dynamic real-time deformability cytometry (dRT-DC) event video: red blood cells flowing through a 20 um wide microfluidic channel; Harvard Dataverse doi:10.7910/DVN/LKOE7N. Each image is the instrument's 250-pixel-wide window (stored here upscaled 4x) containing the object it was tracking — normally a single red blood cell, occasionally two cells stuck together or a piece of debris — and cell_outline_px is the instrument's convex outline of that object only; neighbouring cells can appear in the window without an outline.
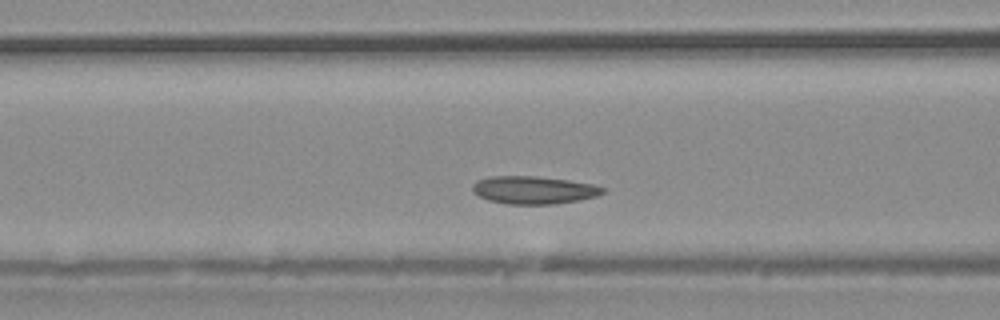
{"species": "common noctule bat (a hibernating species)", "species_latin": "Nyctalus noctula", "temperature_condition": "warm", "stored_images_in_passage": 29, "camera_frame_rate_fps": 3000, "um_per_image_px": 0.085, "animal": {"sex": "male", "body_mass_g": 20.4}, "frame": {"image": 1, "passage_image": 9, "time_ms": 2.667, "image_size_px": [1000, 320], "cell_outline_px": [[608, 188], [604, 192], [596, 196], [576, 200], [552, 204], [508, 204], [488, 200], [472, 192], [472, 184], [476, 180], [488, 176], [536, 176], [568, 180], [592, 184]], "centroid_in_image_um": [45.33, 16.14], "position_along_channel_um": 121.3, "area_um2": 21.1}}
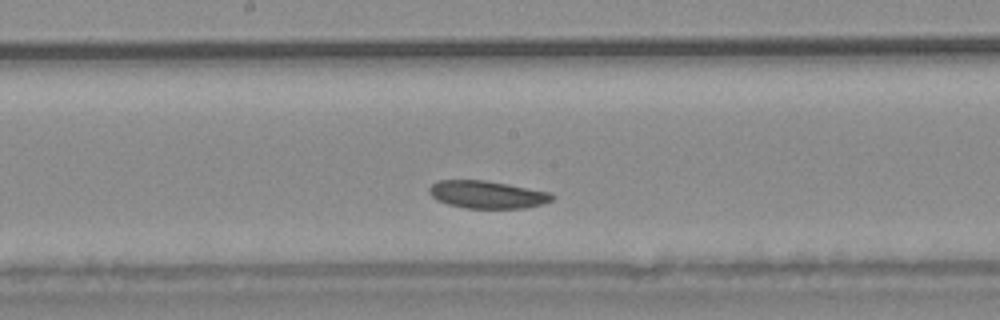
{"frame": {"image": 2, "passage_image": 14, "time_ms": 4.333, "image_size_px": [1000, 320], "cell_outline_px": [[552, 200], [544, 204], [528, 208], [468, 208], [448, 204], [436, 200], [428, 192], [428, 188], [432, 184], [440, 180], [484, 180], [548, 192], [552, 196]], "centroid_in_image_um": [41.37, 16.54], "position_along_channel_um": 206.8, "area_um2": 19.54}}
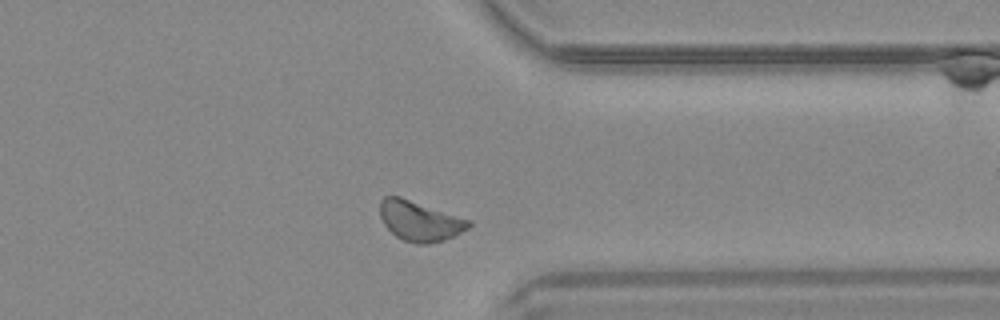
{"frame": {"image": 3, "passage_image": 24, "time_ms": 7.667, "image_size_px": [1000, 320], "cell_outline_px": [[472, 224], [468, 228], [444, 240], [428, 244], [416, 244], [404, 240], [396, 236], [384, 224], [380, 216], [380, 200], [384, 196], [400, 196], [472, 220]], "centroid_in_image_um": [35.68, 18.77], "position_along_channel_um": 375.7, "area_um2": 20.69}}